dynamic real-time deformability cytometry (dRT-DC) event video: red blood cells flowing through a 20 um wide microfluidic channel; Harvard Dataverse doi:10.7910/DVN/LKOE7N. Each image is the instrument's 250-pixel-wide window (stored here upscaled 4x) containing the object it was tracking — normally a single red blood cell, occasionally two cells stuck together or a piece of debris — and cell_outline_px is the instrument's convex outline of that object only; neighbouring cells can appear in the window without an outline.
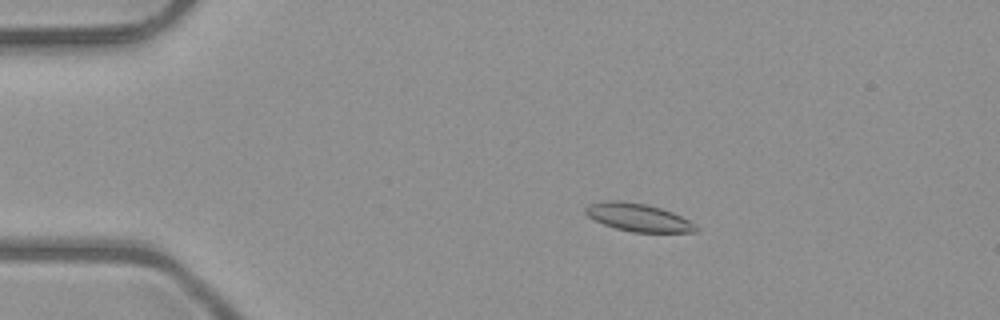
{"species": "common noctule bat (a hibernating species)", "species_latin": "Nyctalus noctula", "temperature_condition": "room temperature", "stored_images_in_passage": 53, "camera_frame_rate_fps": 3000, "um_per_image_px": 0.085, "animal": {"sex": "male", "body_mass_g": 23.1, "forearm_length_mm": 52.7}, "frame": {"image": 1, "passage_image": 11, "time_ms": 3.333, "image_size_px": [1000, 320], "cell_outline_px": [[700, 228], [696, 232], [632, 232], [616, 228], [604, 224], [588, 216], [584, 212], [584, 208], [588, 204], [604, 200], [620, 200], [644, 204], [660, 208], [672, 212], [688, 220]], "centroid_in_image_um": [54.22, 18.47], "position_along_channel_um": 30.8, "area_um2": 17.86}}
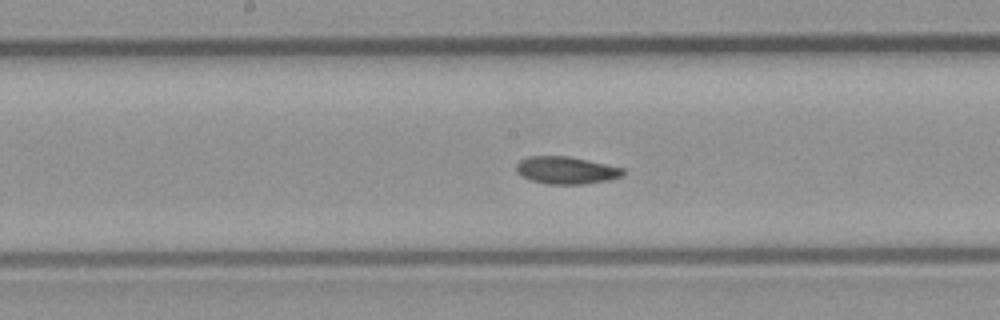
{"frame": {"image": 2, "passage_image": 28, "time_ms": 9.0, "image_size_px": [1000, 320], "cell_outline_px": [[624, 172], [620, 176], [612, 180], [584, 184], [548, 184], [532, 180], [520, 176], [516, 172], [516, 164], [520, 160], [528, 156], [568, 156], [588, 160], [624, 168]], "centroid_in_image_um": [48.11, 14.47], "position_along_channel_um": 200.1, "area_um2": 17.11}}
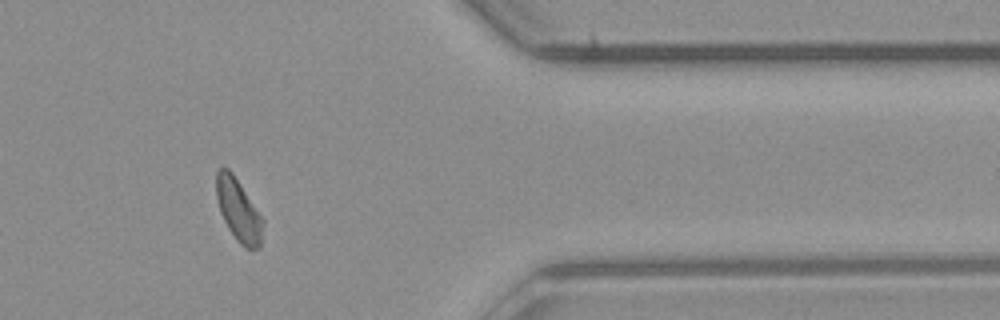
{"frame": {"image": 3, "passage_image": 44, "time_ms": 14.333, "image_size_px": [1000, 320], "cell_outline_px": [[264, 224], [260, 248], [244, 248], [236, 240], [228, 228], [220, 212], [216, 196], [216, 172], [220, 168], [228, 168], [232, 172], [264, 220]], "centroid_in_image_um": [20.27, 17.88], "position_along_channel_um": 391.1, "area_um2": 16.88}, "authors_computed_cell_mechanics": {"area_um2": 17.3978, "velocity_mm_per_s": 4.0018, "shape_relaxation_time_tau1_ms": 4.3315, "shape_relaxation_time_tau2_ms": null, "deformation_change_tau1": 0.1124, "deformation_change_tau2": null}}